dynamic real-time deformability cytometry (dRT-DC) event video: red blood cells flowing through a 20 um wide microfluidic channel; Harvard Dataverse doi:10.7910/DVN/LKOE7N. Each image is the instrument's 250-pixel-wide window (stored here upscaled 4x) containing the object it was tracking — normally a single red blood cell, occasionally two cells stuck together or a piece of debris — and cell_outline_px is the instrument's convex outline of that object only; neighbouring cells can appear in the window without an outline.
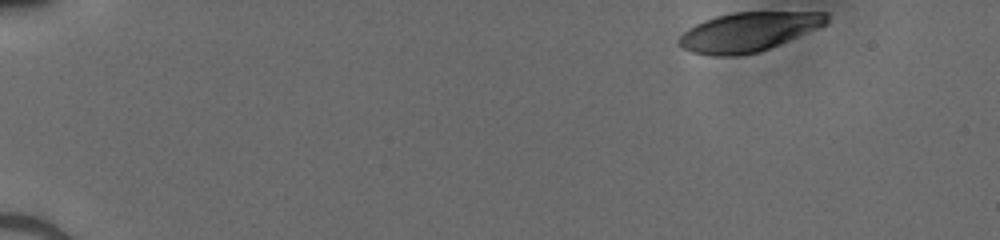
{"species": "human", "species_latin": "Homo sapiens", "temperature_condition": "cold", "stored_images_in_passage": 40, "camera_frame_rate_fps": 3000, "um_per_image_px": 0.085, "donor": {"sex": "male"}, "frame": {"image": 1, "passage_image": 1, "time_ms": 0.0, "image_size_px": [1000, 240], "cell_outline_px": [[828, 24], [820, 28], [760, 52], [736, 56], [712, 56], [692, 52], [680, 48], [676, 44], [676, 40], [688, 28], [704, 20], [716, 16], [732, 12], [828, 12]], "centroid_in_image_um": [63.61, 2.72], "position_along_channel_um": 21.4, "area_um2": 34.16}}
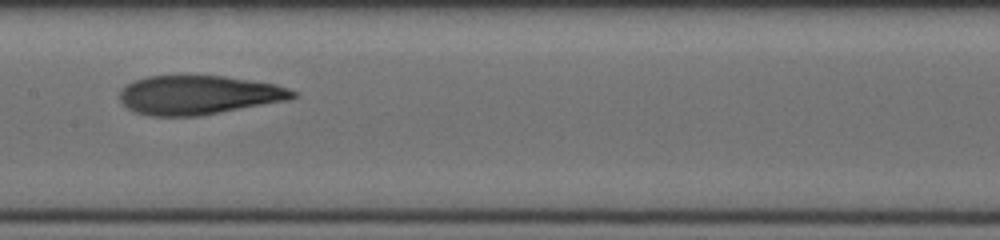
{"frame": {"image": 2, "passage_image": 23, "time_ms": 7.333, "image_size_px": [1000, 240], "cell_outline_px": [[296, 96], [288, 100], [200, 116], [148, 116], [136, 112], [128, 108], [120, 100], [120, 88], [136, 80], [148, 76], [224, 76], [276, 84], [288, 88], [296, 92]], "centroid_in_image_um": [16.88, 8.08], "position_along_channel_um": 190.5, "area_um2": 39.25}}
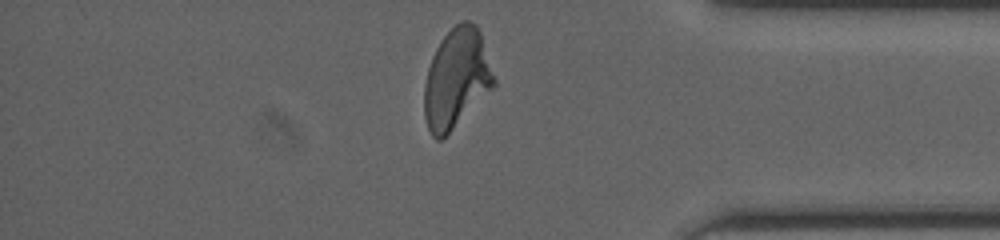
{"frame": {"image": 3, "passage_image": 39, "time_ms": 12.667, "image_size_px": [1000, 240], "cell_outline_px": [[496, 84], [440, 140], [436, 140], [432, 136], [428, 128], [424, 116], [424, 84], [428, 68], [432, 56], [440, 40], [460, 20], [468, 20], [476, 24], [480, 32], [496, 80]], "centroid_in_image_um": [38.78, 6.63], "position_along_channel_um": 396.4, "area_um2": 39.88}}